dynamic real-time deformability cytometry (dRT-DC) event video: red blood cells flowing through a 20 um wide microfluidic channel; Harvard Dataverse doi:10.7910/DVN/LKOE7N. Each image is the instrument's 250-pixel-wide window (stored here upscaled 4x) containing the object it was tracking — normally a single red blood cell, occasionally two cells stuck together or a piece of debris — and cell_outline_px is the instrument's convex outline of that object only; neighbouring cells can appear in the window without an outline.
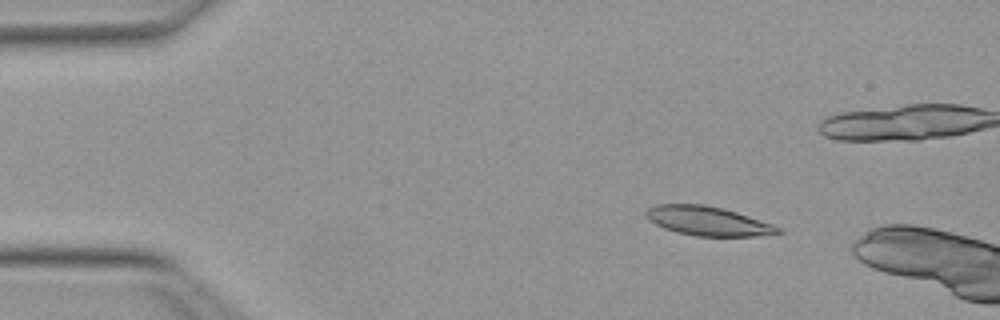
{"species": "Egyptian fruit bat (a non-hibernating species)", "species_latin": "Rousettus aegyptiacus", "temperature_condition": "warm", "stored_images_in_passage": 14, "camera_frame_rate_fps": 3000, "um_per_image_px": 0.085, "animal": {"sex": "female"}, "frame": {"image": 1, "passage_image": 8, "time_ms": 2.333, "image_size_px": [1000, 320], "cell_outline_px": [[784, 232], [756, 236], [696, 236], [676, 232], [664, 228], [648, 220], [644, 212], [648, 208], [656, 204], [704, 204], [724, 208], [772, 224], [780, 228]], "centroid_in_image_um": [60.13, 18.78], "position_along_channel_um": 24.9, "area_um2": 22.43}}